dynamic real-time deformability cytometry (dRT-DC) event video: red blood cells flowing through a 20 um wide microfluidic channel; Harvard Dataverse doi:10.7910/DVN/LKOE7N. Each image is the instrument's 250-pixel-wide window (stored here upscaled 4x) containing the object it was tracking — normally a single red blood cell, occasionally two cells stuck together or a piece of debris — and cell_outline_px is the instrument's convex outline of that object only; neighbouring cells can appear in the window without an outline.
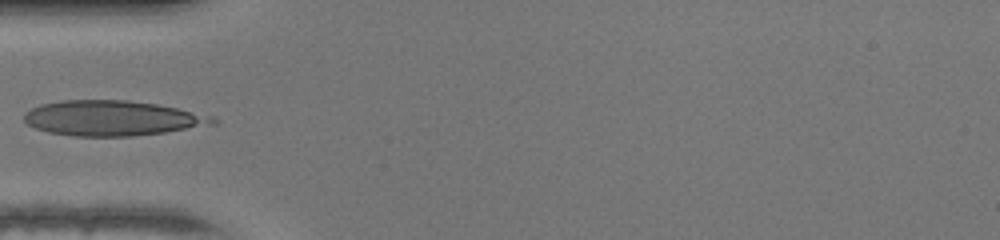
{"species": "human", "species_latin": "Homo sapiens", "temperature_condition": "warm", "stored_images_in_passage": 31, "camera_frame_rate_fps": 3000, "um_per_image_px": 0.085, "donor": {"sex": "female"}, "frame": {"image": 1, "passage_image": 1, "time_ms": 0.0, "image_size_px": [1000, 240], "cell_outline_px": [[220, 124], [164, 132], [132, 136], [76, 136], [48, 132], [36, 128], [28, 124], [24, 120], [24, 112], [40, 104], [60, 100], [128, 100], [156, 104], [176, 108], [212, 116]], "centroid_in_image_um": [9.53, 10.04], "position_along_channel_um": 75.5, "area_um2": 38.61}}